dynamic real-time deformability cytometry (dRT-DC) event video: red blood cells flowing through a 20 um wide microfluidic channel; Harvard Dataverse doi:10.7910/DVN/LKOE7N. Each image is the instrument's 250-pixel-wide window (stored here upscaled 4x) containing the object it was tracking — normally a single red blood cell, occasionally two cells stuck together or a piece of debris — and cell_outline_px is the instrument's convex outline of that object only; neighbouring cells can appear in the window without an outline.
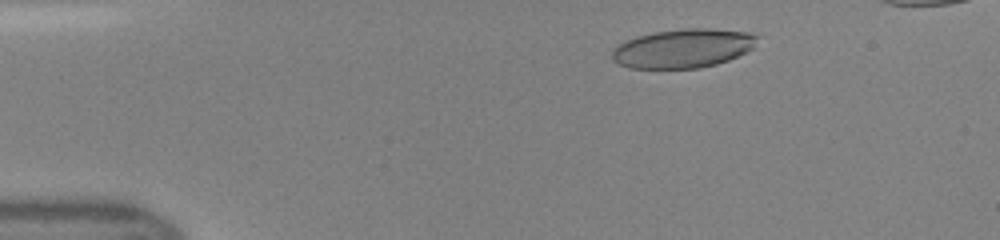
{"species": "human", "species_latin": "Homo sapiens", "temperature_condition": "room temperature", "stored_images_in_passage": 45, "camera_frame_rate_fps": 3000, "um_per_image_px": 0.085, "donor": {"sex": "female"}, "frame": {"image": 1, "passage_image": 7, "time_ms": 2.0, "image_size_px": [1000, 240], "cell_outline_px": [[756, 36], [752, 48], [748, 52], [728, 60], [716, 64], [700, 68], [628, 68], [612, 60], [612, 48], [624, 40], [636, 36], [656, 32], [684, 28], [712, 28], [748, 32]], "centroid_in_image_um": [58.02, 4.11], "position_along_channel_um": 27.0, "area_um2": 33.0}}
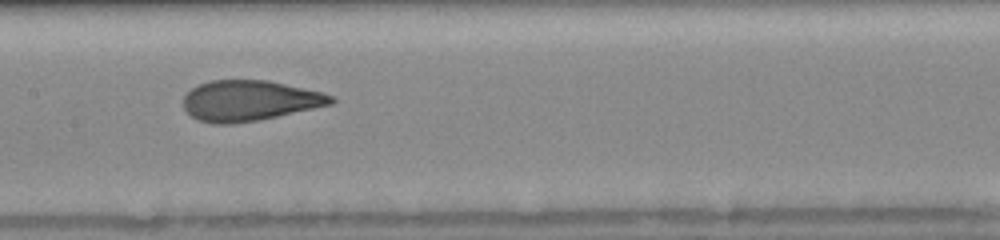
{"frame": {"image": 2, "passage_image": 23, "time_ms": 7.333, "image_size_px": [1000, 240], "cell_outline_px": [[336, 100], [332, 104], [276, 116], [256, 120], [232, 124], [212, 124], [196, 120], [184, 108], [184, 96], [196, 84], [212, 80], [268, 80], [324, 92], [332, 96]], "centroid_in_image_um": [21.19, 8.55], "position_along_channel_um": 186.2, "area_um2": 34.85}}
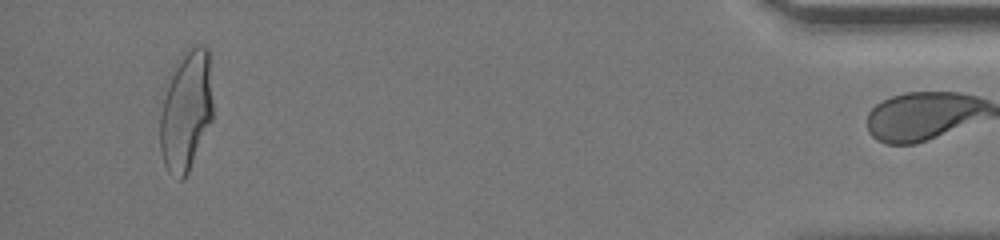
{"frame": {"image": 3, "passage_image": 44, "time_ms": 14.333, "image_size_px": [1000, 240], "cell_outline_px": [[212, 120], [188, 172], [184, 180], [180, 180], [168, 172], [164, 164], [160, 152], [160, 112], [168, 76], [176, 60], [184, 52], [196, 44], [204, 44], [208, 48], [212, 100]], "centroid_in_image_um": [15.79, 9.39], "position_along_channel_um": 419.4, "area_um2": 37.51}}